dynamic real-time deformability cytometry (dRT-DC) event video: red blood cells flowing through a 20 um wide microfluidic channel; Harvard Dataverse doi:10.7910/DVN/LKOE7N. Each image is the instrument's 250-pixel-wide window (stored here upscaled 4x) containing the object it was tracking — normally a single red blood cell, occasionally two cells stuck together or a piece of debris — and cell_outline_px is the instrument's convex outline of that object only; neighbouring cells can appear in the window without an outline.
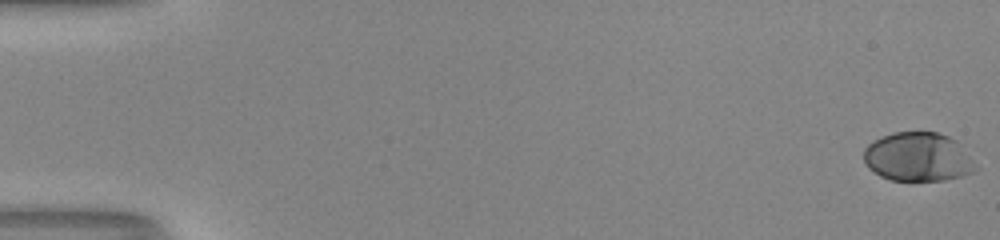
{"species": "human", "species_latin": "Homo sapiens", "temperature_condition": "room temperature", "stored_images_in_passage": 52, "camera_frame_rate_fps": 3000, "um_per_image_px": 0.085, "donor": {"sex": "male"}, "frame": {"image": 1, "passage_image": 1, "time_ms": 0.0, "image_size_px": [1000, 240], "cell_outline_px": [[972, 172], [964, 176], [944, 180], [892, 180], [880, 176], [868, 168], [864, 160], [864, 148], [868, 144], [892, 132], [936, 132], [948, 136], [956, 140]], "centroid_in_image_um": [77.89, 13.34], "position_along_channel_um": 7.1, "area_um2": 30.75}}
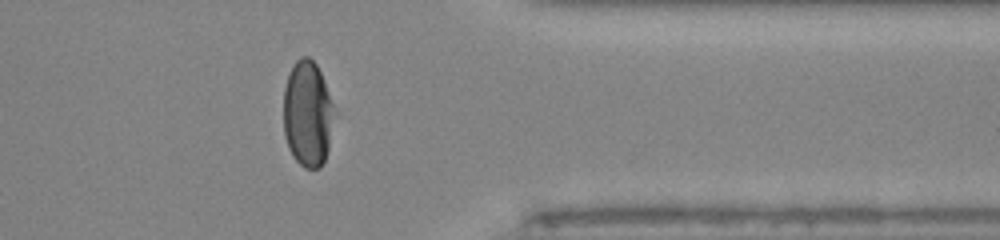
{"frame": {"image": 2, "passage_image": 43, "time_ms": 14.0, "image_size_px": [1000, 240], "cell_outline_px": [[332, 104], [328, 148], [324, 160], [320, 168], [304, 168], [292, 156], [288, 148], [284, 136], [284, 88], [292, 64], [300, 56], [308, 56], [316, 64], [324, 80]], "centroid_in_image_um": [26.09, 9.66], "position_along_channel_um": 385.3, "area_um2": 30.75}}
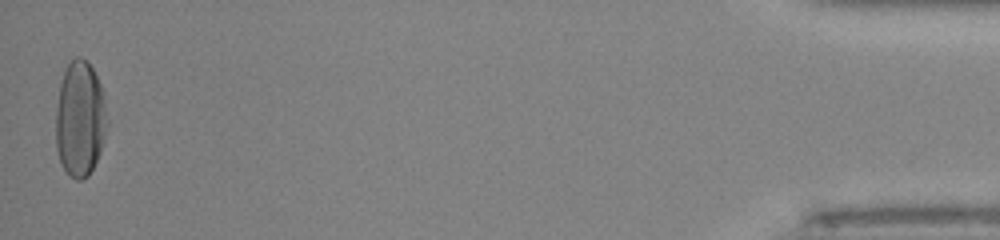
{"frame": {"image": 3, "passage_image": 52, "time_ms": 17.0, "image_size_px": [1000, 240], "cell_outline_px": [[108, 124], [100, 152], [88, 176], [80, 180], [76, 180], [60, 164], [56, 148], [56, 108], [60, 84], [64, 72], [68, 64], [76, 56], [80, 56], [88, 60], [100, 84], [104, 96], [108, 120]], "centroid_in_image_um": [6.8, 10.09], "position_along_channel_um": 428.4, "area_um2": 34.68}, "authors_computed_cell_mechanics": {"area_um2": 33.0038, "velocity_mm_per_s": 4.1393, "shape_relaxation_time_tau1_ms": 4.0389, "shape_relaxation_time_tau2_ms": null, "deformation_change_tau1": 0.2016, "deformation_change_tau2": null}}